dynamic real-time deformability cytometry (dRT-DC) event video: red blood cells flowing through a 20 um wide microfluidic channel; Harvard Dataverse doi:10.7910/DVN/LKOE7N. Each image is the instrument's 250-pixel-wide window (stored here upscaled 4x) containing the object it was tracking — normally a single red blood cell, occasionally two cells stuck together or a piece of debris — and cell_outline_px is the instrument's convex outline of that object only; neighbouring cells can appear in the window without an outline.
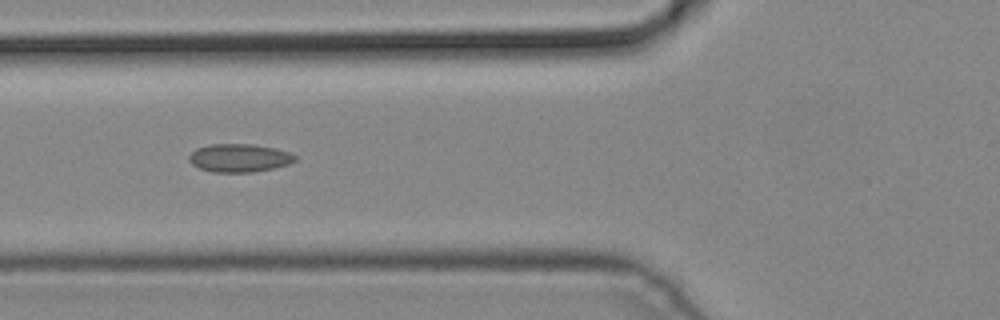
{"species": "common noctule bat (a hibernating species)", "species_latin": "Nyctalus noctula", "temperature_condition": "cold", "stored_images_in_passage": 3, "camera_frame_rate_fps": 3000, "um_per_image_px": 0.085, "animal": {"sex": "male", "body_mass_g": 19.2, "forearm_length_mm": 51.8}, "frame": {"image": 1, "passage_image": 3, "time_ms": 0.667, "image_size_px": [1000, 320], "cell_outline_px": [[296, 160], [288, 164], [272, 168], [252, 172], [212, 172], [200, 168], [192, 164], [188, 160], [188, 156], [196, 148], [208, 144], [252, 144], [272, 148], [288, 152], [296, 156]], "centroid_in_image_um": [20.29, 13.42], "position_along_channel_um": 105.5, "area_um2": 17.28}}